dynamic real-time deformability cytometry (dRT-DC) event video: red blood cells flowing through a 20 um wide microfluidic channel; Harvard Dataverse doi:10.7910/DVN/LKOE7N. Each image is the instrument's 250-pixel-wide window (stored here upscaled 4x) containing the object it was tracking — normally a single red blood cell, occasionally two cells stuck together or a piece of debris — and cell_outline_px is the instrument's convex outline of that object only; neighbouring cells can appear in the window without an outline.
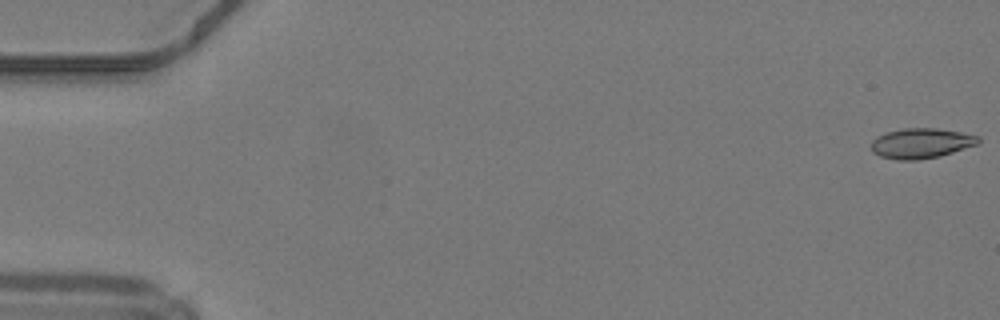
{"species": "common noctule bat (a hibernating species)", "species_latin": "Nyctalus noctula", "temperature_condition": "warm", "stored_images_in_passage": 49, "camera_frame_rate_fps": 3000, "um_per_image_px": 0.085, "animal": {"sex": "male", "body_mass_g": 19.2, "forearm_length_mm": 51.8}, "frame": {"image": 1, "passage_image": 1, "time_ms": 0.0, "image_size_px": [1000, 320], "cell_outline_px": [[980, 144], [940, 156], [916, 160], [896, 160], [880, 156], [872, 152], [872, 140], [876, 136], [884, 132], [904, 128], [936, 128], [960, 132], [980, 136]], "centroid_in_image_um": [78.3, 12.17], "position_along_channel_um": 6.7, "area_um2": 19.02}}
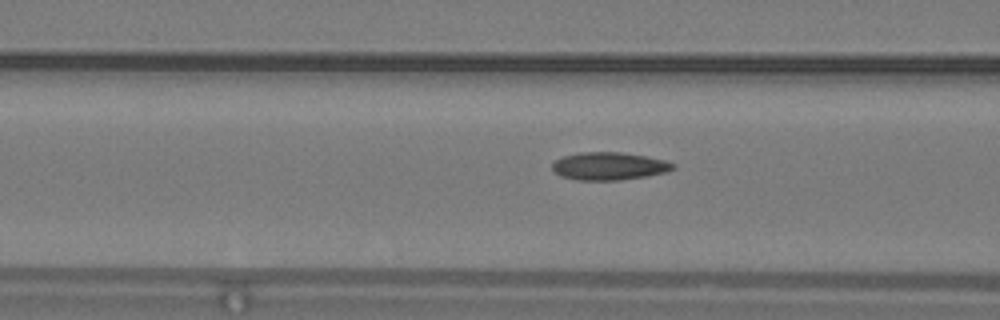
{"frame": {"image": 2, "passage_image": 20, "time_ms": 6.333, "image_size_px": [1000, 320], "cell_outline_px": [[676, 168], [668, 172], [648, 176], [620, 180], [576, 180], [560, 176], [552, 172], [552, 164], [556, 160], [564, 156], [580, 152], [620, 152], [644, 156], [664, 160], [676, 164]], "centroid_in_image_um": [51.77, 14.13], "position_along_channel_um": 114.8, "area_um2": 19.71}}
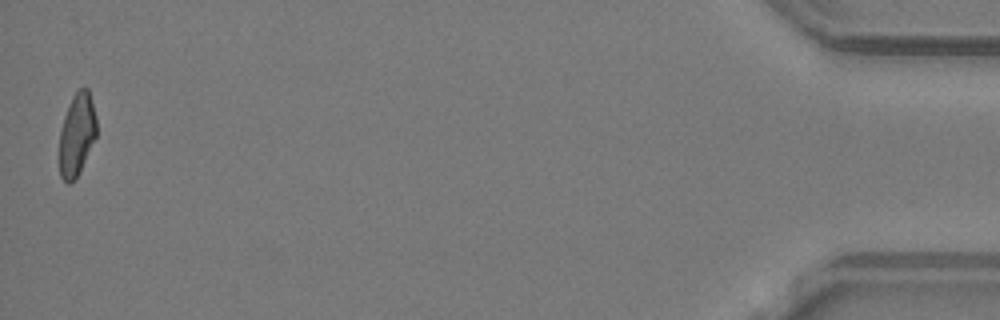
{"frame": {"image": 3, "passage_image": 49, "time_ms": 16.0, "image_size_px": [1000, 320], "cell_outline_px": [[96, 136], [80, 172], [68, 184], [60, 176], [60, 132], [64, 116], [68, 104], [72, 96], [80, 88], [88, 88], [96, 116]], "centroid_in_image_um": [6.53, 11.41], "position_along_channel_um": 428.7, "area_um2": 17.69}, "authors_computed_cell_mechanics": {"area_um2": 18.9006, "velocity_mm_per_s": 4.2397, "shape_relaxation_time_tau1_ms": null, "shape_relaxation_time_tau2_ms": 2.0444, "deformation_change_tau1": null, "deformation_change_tau2": 0.0917}}